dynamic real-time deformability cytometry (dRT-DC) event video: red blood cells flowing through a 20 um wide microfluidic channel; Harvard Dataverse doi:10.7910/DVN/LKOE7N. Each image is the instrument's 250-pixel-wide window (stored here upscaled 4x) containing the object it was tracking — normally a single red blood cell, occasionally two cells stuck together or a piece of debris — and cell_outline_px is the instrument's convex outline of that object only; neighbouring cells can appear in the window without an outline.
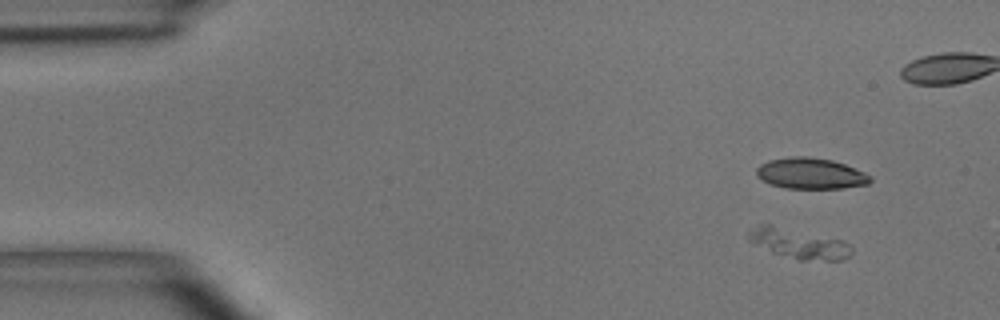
{"species": "common noctule bat (a hibernating species)", "species_latin": "Nyctalus noctula", "temperature_condition": "room temperature", "stored_images_in_passage": 6, "camera_frame_rate_fps": 3000, "um_per_image_px": 0.085, "animal": {"sex": "male", "body_mass_g": 15.6}, "frame": {"image": 1, "passage_image": 1, "time_ms": 0.0, "image_size_px": [1000, 320], "cell_outline_px": [[852, 252], [844, 260], [800, 260], [772, 252], [748, 240], [748, 232], [764, 224], [772, 224], [844, 240], [852, 248]], "centroid_in_image_um": [67.94, 20.7], "position_along_channel_um": 17.1, "area_um2": 17.8}}
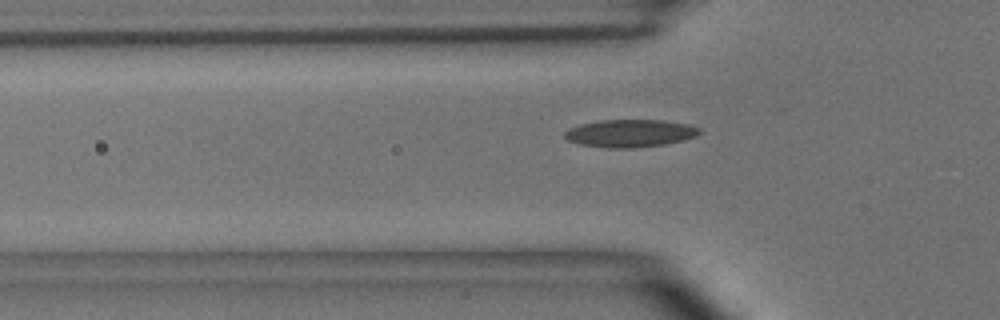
{"frame": {"image": 2, "passage_image": 6, "time_ms": 5.667, "image_size_px": [1000, 320], "cell_outline_px": [[700, 132], [696, 136], [664, 144], [632, 148], [608, 148], [580, 144], [568, 140], [564, 136], [564, 132], [568, 128], [580, 124], [600, 120], [664, 120], [688, 124], [700, 128]], "centroid_in_image_um": [53.52, 11.32], "position_along_channel_um": 72.3, "area_um2": 21.62}}